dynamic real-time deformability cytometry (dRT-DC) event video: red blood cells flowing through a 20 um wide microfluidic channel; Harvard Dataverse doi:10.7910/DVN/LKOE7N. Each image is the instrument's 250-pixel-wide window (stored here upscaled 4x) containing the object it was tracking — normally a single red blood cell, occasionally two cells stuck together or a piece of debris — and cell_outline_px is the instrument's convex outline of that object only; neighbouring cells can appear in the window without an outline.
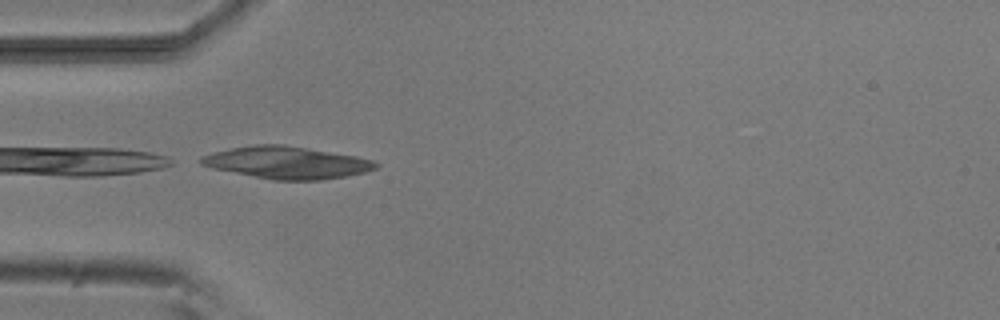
{"species": "common noctule bat (a hibernating species)", "species_latin": "Nyctalus noctula", "temperature_condition": "room temperature", "stored_images_in_passage": 6, "camera_frame_rate_fps": 3000, "um_per_image_px": 0.085, "animal": {"sex": "male", "body_mass_g": 20.5, "forearm_length_mm": 52.5}, "frame": {"image": 1, "passage_image": 5, "time_ms": 4.667, "image_size_px": [1000, 320], "cell_outline_px": [[380, 164], [376, 168], [364, 172], [344, 176], [320, 180], [272, 180], [212, 168], [200, 164], [200, 156], [212, 152], [252, 144], [284, 144], [356, 156], [372, 160]], "centroid_in_image_um": [24.34, 13.81], "position_along_channel_um": 60.7, "area_um2": 32.71}}
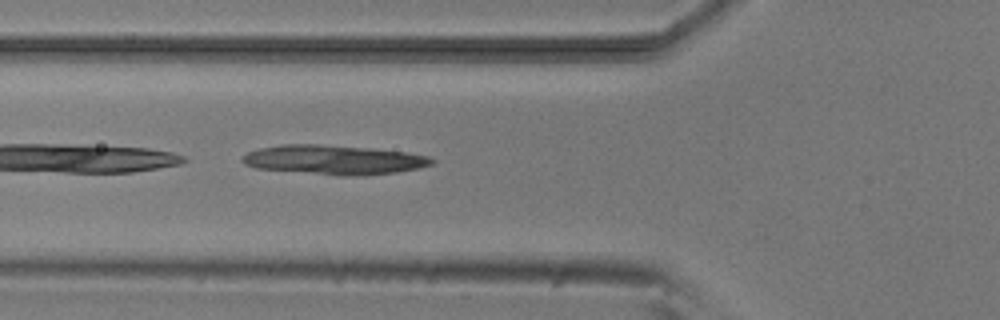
{"frame": {"image": 2, "passage_image": 6, "time_ms": 5.667, "image_size_px": [1000, 320], "cell_outline_px": [[436, 160], [432, 164], [420, 168], [396, 172], [364, 176], [340, 176], [256, 168], [244, 164], [240, 160], [248, 152], [260, 148], [280, 144], [316, 144], [372, 148], [404, 152], [428, 156]], "centroid_in_image_um": [28.39, 13.59], "position_along_channel_um": 97.4, "area_um2": 32.6}}